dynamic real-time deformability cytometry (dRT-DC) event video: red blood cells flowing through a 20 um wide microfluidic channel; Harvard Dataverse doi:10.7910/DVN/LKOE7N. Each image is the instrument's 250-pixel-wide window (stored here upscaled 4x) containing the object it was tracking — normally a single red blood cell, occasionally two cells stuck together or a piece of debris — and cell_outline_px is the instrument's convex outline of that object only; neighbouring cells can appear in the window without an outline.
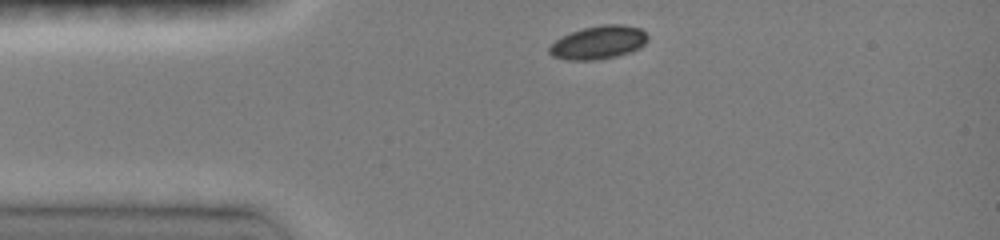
{"species": "common noctule bat (a hibernating species)", "species_latin": "Nyctalus noctula", "temperature_condition": "room temperature", "stored_images_in_passage": 7, "camera_frame_rate_fps": 3000, "um_per_image_px": 0.085, "animal": {"sex": "female", "body_mass_g": 19.0, "forearm_length_mm": 51.5}, "frame": {"image": 1, "passage_image": 1, "time_ms": 0.0, "image_size_px": [1000, 240], "cell_outline_px": [[648, 40], [640, 48], [632, 52], [616, 56], [596, 60], [568, 60], [552, 56], [548, 52], [548, 48], [556, 40], [572, 32], [584, 28], [604, 24], [624, 24], [640, 28], [648, 36]], "centroid_in_image_um": [50.9, 3.61], "position_along_channel_um": 34.1, "area_um2": 19.07}}
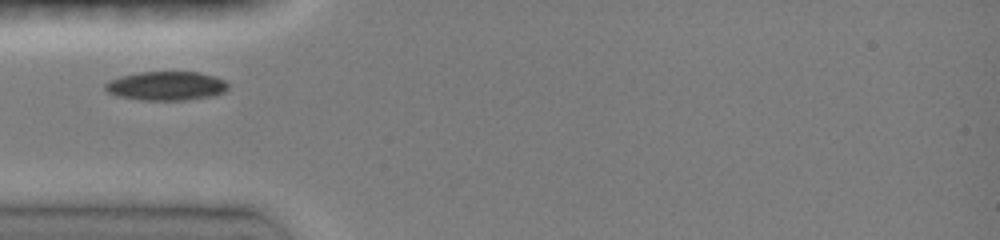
{"frame": {"image": 2, "passage_image": 4, "time_ms": 1.667, "image_size_px": [1000, 240], "cell_outline_px": [[228, 88], [224, 92], [212, 96], [188, 100], [140, 100], [116, 96], [108, 92], [104, 88], [104, 84], [108, 80], [120, 76], [140, 72], [200, 72], [216, 76], [224, 80], [228, 84]], "centroid_in_image_um": [14.12, 7.3], "position_along_channel_um": 70.9, "area_um2": 20.98}}
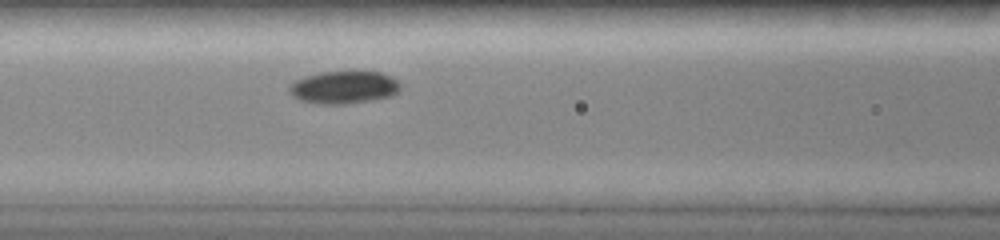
{"frame": {"image": 3, "passage_image": 7, "time_ms": 3.333, "image_size_px": [1000, 240], "cell_outline_px": [[400, 88], [392, 96], [372, 100], [344, 104], [320, 104], [300, 100], [292, 96], [288, 92], [288, 88], [296, 80], [304, 76], [320, 72], [380, 72], [392, 76], [400, 84]], "centroid_in_image_um": [29.21, 7.43], "position_along_channel_um": 137.4, "area_um2": 21.1}}